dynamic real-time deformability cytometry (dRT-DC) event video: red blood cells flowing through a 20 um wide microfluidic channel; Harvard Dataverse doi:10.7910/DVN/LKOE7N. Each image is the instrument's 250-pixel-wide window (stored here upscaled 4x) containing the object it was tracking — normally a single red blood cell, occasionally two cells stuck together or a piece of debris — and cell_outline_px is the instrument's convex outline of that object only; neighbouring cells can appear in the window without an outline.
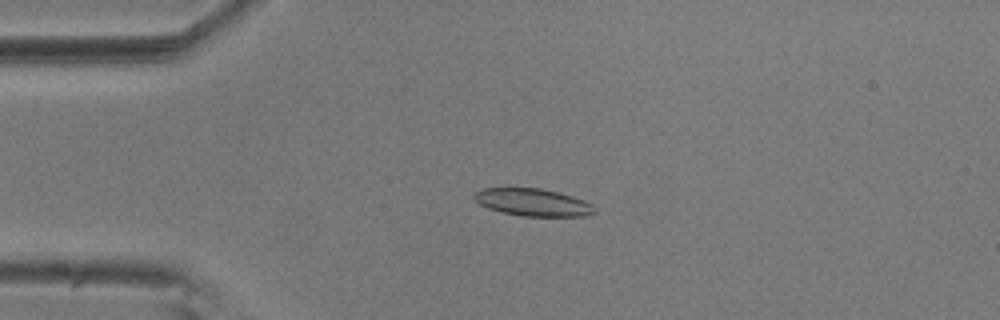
{"species": "common noctule bat (a hibernating species)", "species_latin": "Nyctalus noctula", "temperature_condition": "room temperature", "stored_images_in_passage": 56, "camera_frame_rate_fps": 3000, "um_per_image_px": 0.085, "animal": {"sex": "male", "body_mass_g": 20.5, "forearm_length_mm": 52.5}, "frame": {"image": 1, "passage_image": 13, "time_ms": 4.0, "image_size_px": [1000, 320], "cell_outline_px": [[596, 212], [588, 216], [520, 216], [488, 208], [472, 200], [472, 196], [476, 192], [484, 188], [540, 188], [572, 196], [584, 200], [592, 204], [596, 208]], "centroid_in_image_um": [45.3, 17.2], "position_along_channel_um": 39.7, "area_um2": 19.25}}
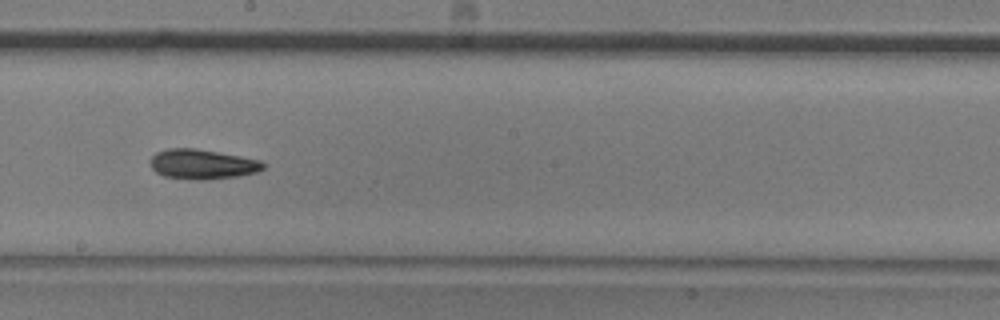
{"frame": {"image": 2, "passage_image": 31, "time_ms": 10.0, "image_size_px": [1000, 320], "cell_outline_px": [[268, 164], [264, 168], [256, 172], [240, 176], [208, 180], [192, 180], [164, 176], [156, 172], [152, 168], [152, 156], [156, 152], [168, 148], [196, 148], [240, 156], [260, 160]], "centroid_in_image_um": [17.24, 13.96], "position_along_channel_um": 231.0, "area_um2": 19.77}}
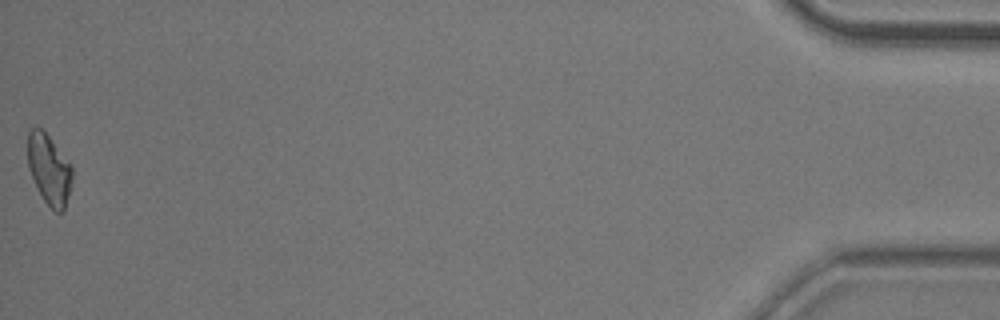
{"frame": {"image": 3, "passage_image": 56, "time_ms": 18.333, "image_size_px": [1000, 320], "cell_outline_px": [[72, 180], [64, 212], [52, 212], [44, 200], [28, 168], [28, 132], [32, 128], [40, 128], [48, 136], [72, 164]], "centroid_in_image_um": [4.19, 14.43], "position_along_channel_um": 431.0, "area_um2": 18.09}, "authors_computed_cell_mechanics": {"area_um2": 18.9584, "velocity_mm_per_s": 3.5987, "shape_relaxation_time_tau1_ms": 8.6411, "shape_relaxation_time_tau2_ms": 7.1731, "deformation_change_tau1": 0.1784, "deformation_change_tau2": 0.1544}}